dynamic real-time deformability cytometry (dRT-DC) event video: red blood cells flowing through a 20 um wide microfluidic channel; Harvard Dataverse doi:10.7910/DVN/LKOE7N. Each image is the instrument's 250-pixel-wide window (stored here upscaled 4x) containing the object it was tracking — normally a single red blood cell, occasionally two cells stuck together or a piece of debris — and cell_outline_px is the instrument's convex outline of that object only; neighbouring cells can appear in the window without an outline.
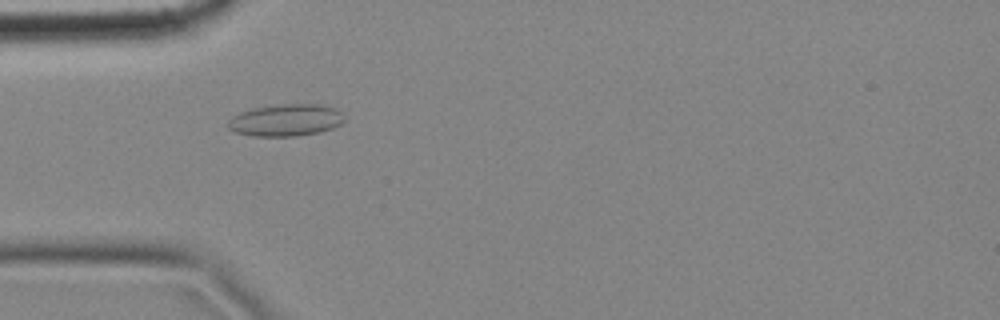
{"species": "common noctule bat (a hibernating species)", "species_latin": "Nyctalus noctula", "temperature_condition": "cold", "stored_images_in_passage": 7, "camera_frame_rate_fps": 3000, "um_per_image_px": 0.085, "animal": {"sex": "female", "body_mass_g": 18.4}, "frame": {"image": 1, "passage_image": 5, "time_ms": 1.333, "image_size_px": [1000, 320], "cell_outline_px": [[344, 120], [340, 124], [332, 128], [320, 132], [296, 136], [252, 136], [236, 132], [228, 128], [228, 120], [232, 116], [240, 112], [252, 108], [280, 104], [316, 104], [336, 108], [344, 116]], "centroid_in_image_um": [24.28, 10.21], "position_along_channel_um": 60.7, "area_um2": 21.73}}
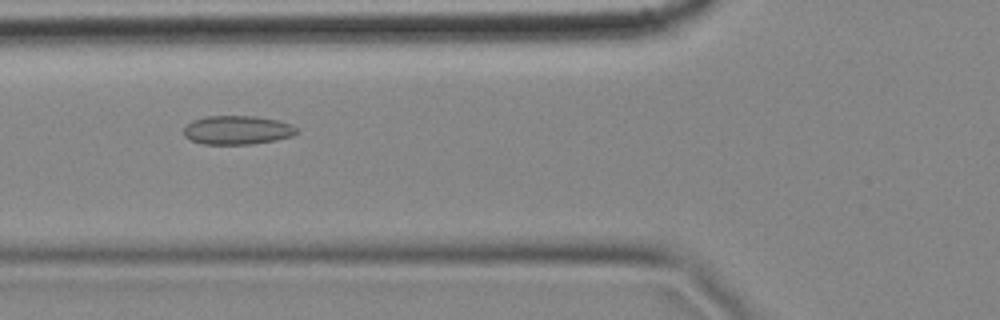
{"frame": {"image": 2, "passage_image": 6, "time_ms": 1.667, "image_size_px": [1000, 320], "cell_outline_px": [[300, 132], [292, 136], [276, 140], [252, 144], [204, 144], [192, 140], [184, 136], [184, 128], [192, 120], [208, 116], [256, 116], [276, 120], [292, 124]], "centroid_in_image_um": [20.2, 11.05], "position_along_channel_um": 105.6, "area_um2": 18.96}}
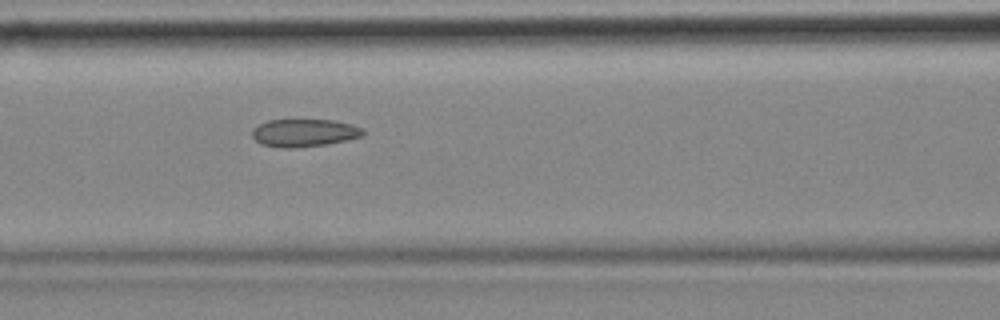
{"frame": {"image": 3, "passage_image": 7, "time_ms": 2.0, "image_size_px": [1000, 320], "cell_outline_px": [[364, 136], [348, 140], [300, 148], [280, 148], [260, 144], [252, 136], [252, 128], [268, 120], [296, 116], [332, 120], [352, 124], [364, 128]], "centroid_in_image_um": [25.84, 11.24], "position_along_channel_um": 140.8, "area_um2": 19.02}}